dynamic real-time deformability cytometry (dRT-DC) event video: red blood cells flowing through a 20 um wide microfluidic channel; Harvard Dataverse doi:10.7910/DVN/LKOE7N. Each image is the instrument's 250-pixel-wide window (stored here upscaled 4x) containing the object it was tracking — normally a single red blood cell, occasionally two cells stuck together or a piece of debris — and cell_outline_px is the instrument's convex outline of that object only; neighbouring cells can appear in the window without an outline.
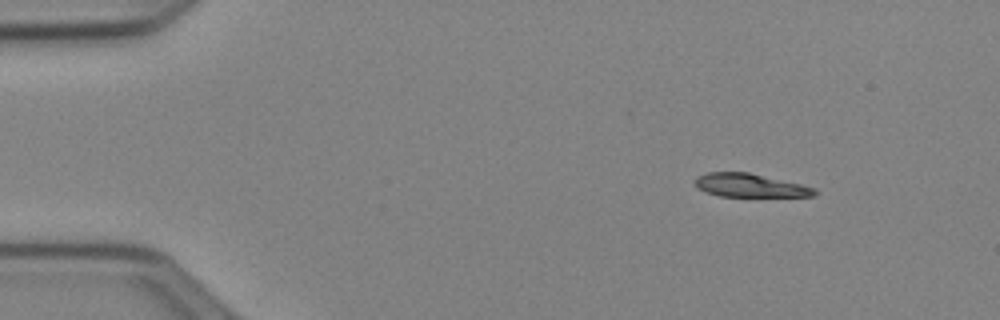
{"species": "Egyptian fruit bat (a non-hibernating species)", "species_latin": "Rousettus aegyptiacus", "temperature_condition": "cold", "stored_images_in_passage": 46, "camera_frame_rate_fps": 3000, "um_per_image_px": 0.085, "animal": {"sex": "female"}, "frame": {"image": 1, "passage_image": 1, "time_ms": 0.0, "image_size_px": [1000, 320], "cell_outline_px": [[816, 196], [720, 196], [704, 192], [696, 188], [696, 176], [708, 172], [748, 172], [800, 184], [816, 188]], "centroid_in_image_um": [63.71, 15.76], "position_along_channel_um": 21.3, "area_um2": 16.18}}
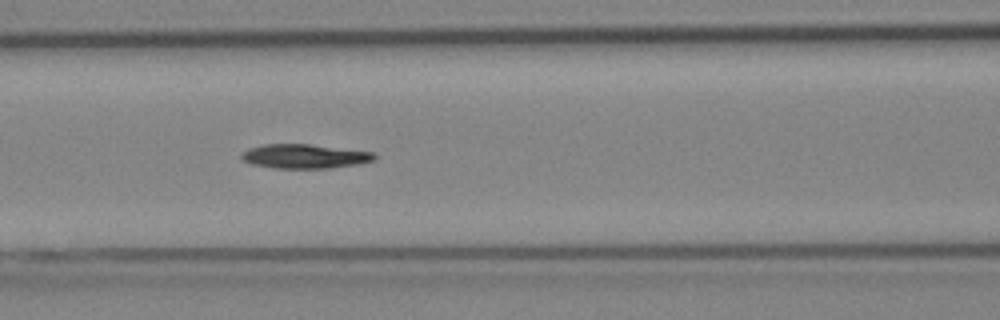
{"frame": {"image": 2, "passage_image": 17, "time_ms": 5.333, "image_size_px": [1000, 320], "cell_outline_px": [[376, 160], [356, 164], [332, 168], [272, 168], [252, 164], [244, 160], [240, 156], [248, 148], [264, 144], [308, 144], [376, 152]], "centroid_in_image_um": [25.92, 13.28], "position_along_channel_um": 140.7, "area_um2": 18.79}}
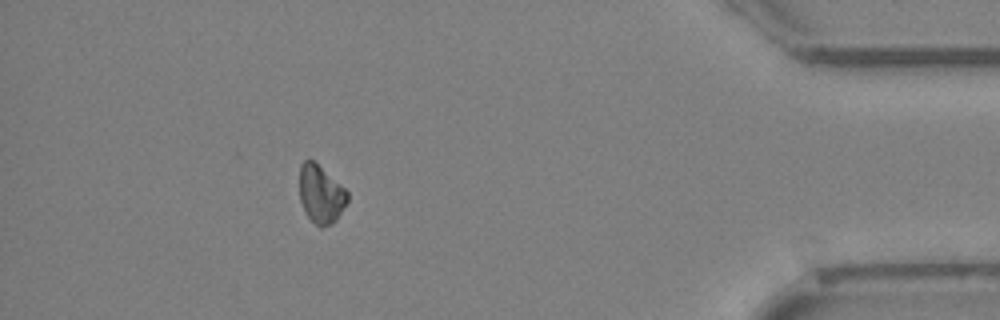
{"frame": {"image": 3, "passage_image": 41, "time_ms": 13.333, "image_size_px": [1000, 320], "cell_outline_px": [[348, 200], [336, 220], [332, 224], [320, 228], [308, 216], [300, 200], [300, 164], [304, 160], [312, 160], [344, 188], [348, 192]], "centroid_in_image_um": [27.27, 16.53], "position_along_channel_um": 407.9, "area_um2": 15.84}, "authors_computed_cell_mechanics": {"area_um2": 17.9758, "velocity_mm_per_s": 3.945, "shape_relaxation_time_tau1_ms": 4.093, "shape_relaxation_time_tau2_ms": null, "deformation_change_tau1": 0.0908, "deformation_change_tau2": null}}